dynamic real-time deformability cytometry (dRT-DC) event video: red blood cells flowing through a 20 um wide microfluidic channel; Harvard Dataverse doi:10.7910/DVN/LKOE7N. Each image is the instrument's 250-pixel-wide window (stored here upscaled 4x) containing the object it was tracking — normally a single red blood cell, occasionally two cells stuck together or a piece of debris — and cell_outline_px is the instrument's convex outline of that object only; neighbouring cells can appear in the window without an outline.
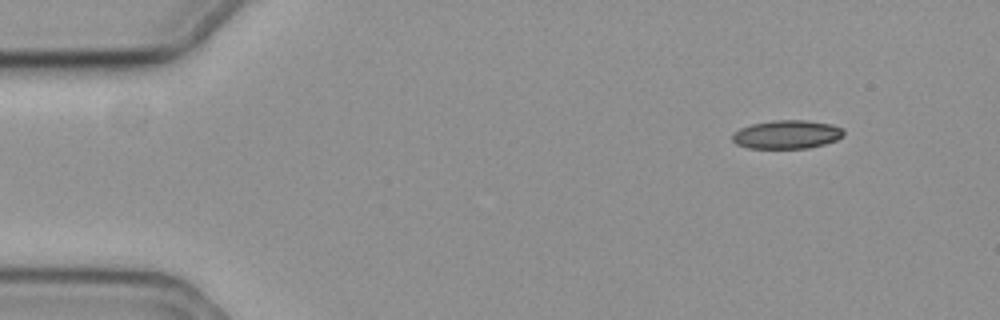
{"species": "common noctule bat (a hibernating species)", "species_latin": "Nyctalus noctula", "temperature_condition": "cold", "stored_images_in_passage": 53, "camera_frame_rate_fps": 3000, "um_per_image_px": 0.085, "animal": {"sex": "female", "body_mass_g": 19.3, "forearm_length_mm": 54.1}, "frame": {"image": 1, "passage_image": 1, "time_ms": 0.0, "image_size_px": [1000, 320], "cell_outline_px": [[844, 136], [836, 140], [824, 144], [808, 148], [748, 148], [736, 144], [732, 140], [732, 132], [740, 128], [752, 124], [772, 120], [804, 120], [832, 124], [844, 128]], "centroid_in_image_um": [66.88, 11.42], "position_along_channel_um": 18.1, "area_um2": 18.67}}
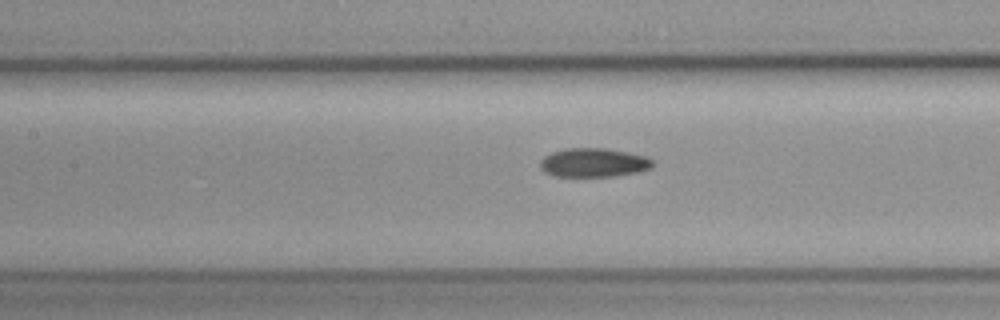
{"frame": {"image": 2, "passage_image": 21, "time_ms": 6.667, "image_size_px": [1000, 320], "cell_outline_px": [[652, 168], [640, 172], [616, 176], [552, 176], [544, 172], [540, 168], [540, 160], [544, 156], [552, 152], [564, 148], [608, 148], [648, 156], [652, 160]], "centroid_in_image_um": [50.46, 13.82], "position_along_channel_um": 156.9, "area_um2": 19.25}}
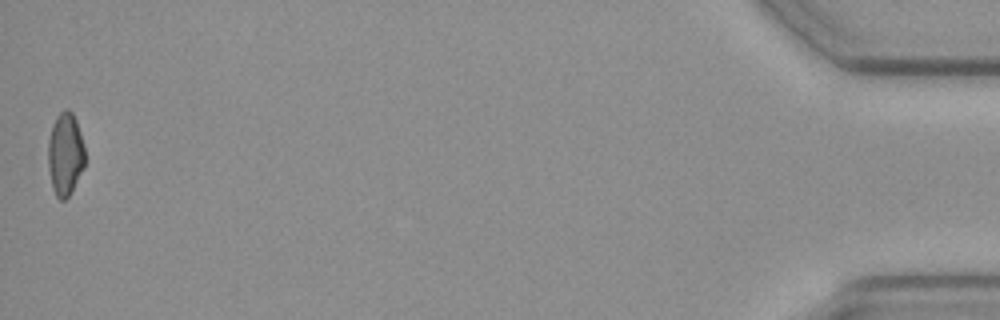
{"frame": {"image": 3, "passage_image": 53, "time_ms": 17.333, "image_size_px": [1000, 320], "cell_outline_px": [[84, 168], [68, 196], [64, 200], [60, 200], [56, 196], [52, 188], [48, 168], [48, 140], [52, 124], [56, 116], [64, 108], [68, 108], [72, 112], [76, 120], [84, 144]], "centroid_in_image_um": [5.53, 13.07], "position_along_channel_um": 429.7, "area_um2": 17.92}, "authors_computed_cell_mechanics": {"area_um2": 18.7272, "velocity_mm_per_s": 3.5281, "shape_relaxation_time_tau1_ms": 8.4732, "shape_relaxation_time_tau2_ms": null, "deformation_change_tau1": 0.1261, "deformation_change_tau2": null}}